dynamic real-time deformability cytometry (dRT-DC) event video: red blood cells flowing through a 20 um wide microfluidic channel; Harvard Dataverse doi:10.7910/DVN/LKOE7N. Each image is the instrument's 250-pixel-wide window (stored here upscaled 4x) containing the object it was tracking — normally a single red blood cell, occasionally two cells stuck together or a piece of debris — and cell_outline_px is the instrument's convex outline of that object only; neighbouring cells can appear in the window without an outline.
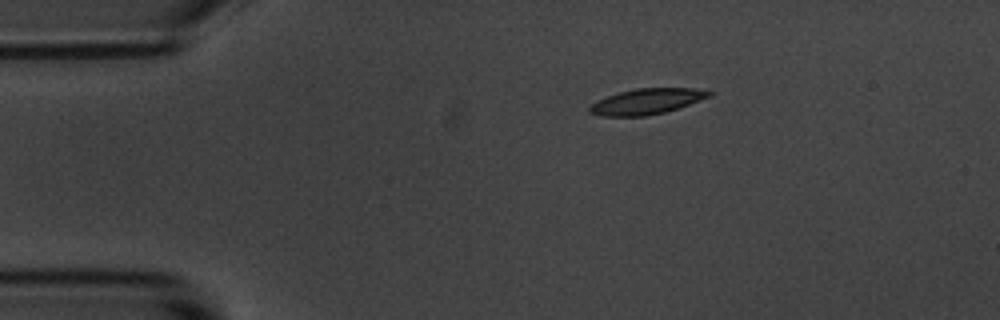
{"species": "common noctule bat (a hibernating species)", "species_latin": "Nyctalus noctula", "temperature_condition": "room temperature", "stored_images_in_passage": 5, "camera_frame_rate_fps": 3000, "um_per_image_px": 0.085, "animal": {"sex": "male", "body_mass_g": 20.1, "forearm_length_mm": 53.5}, "frame": {"image": 1, "passage_image": 1, "time_ms": 0.0, "image_size_px": [1000, 320], "cell_outline_px": [[712, 96], [664, 112], [644, 116], [600, 116], [588, 112], [588, 108], [596, 100], [620, 92], [636, 88], [692, 88], [712, 92]], "centroid_in_image_um": [54.92, 8.62], "position_along_channel_um": 30.1, "area_um2": 17.63}}
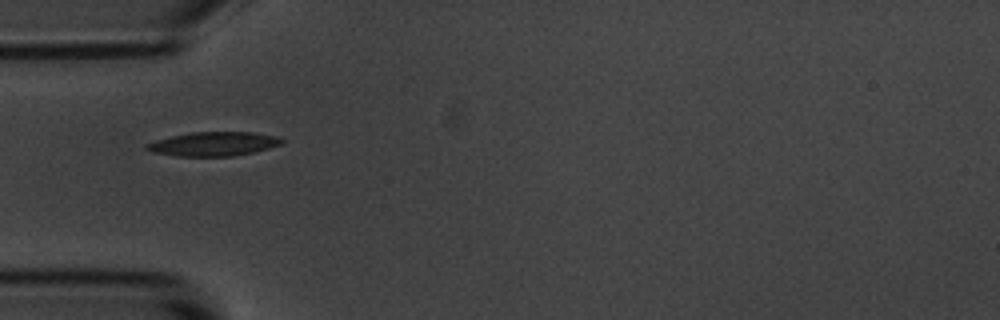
{"frame": {"image": 2, "passage_image": 3, "time_ms": 2.333, "image_size_px": [1000, 320], "cell_outline_px": [[284, 144], [252, 152], [232, 156], [176, 156], [152, 152], [144, 148], [144, 144], [156, 140], [172, 136], [192, 132], [252, 132], [280, 136], [284, 140]], "centroid_in_image_um": [18.17, 12.23], "position_along_channel_um": 66.8, "area_um2": 19.02}}
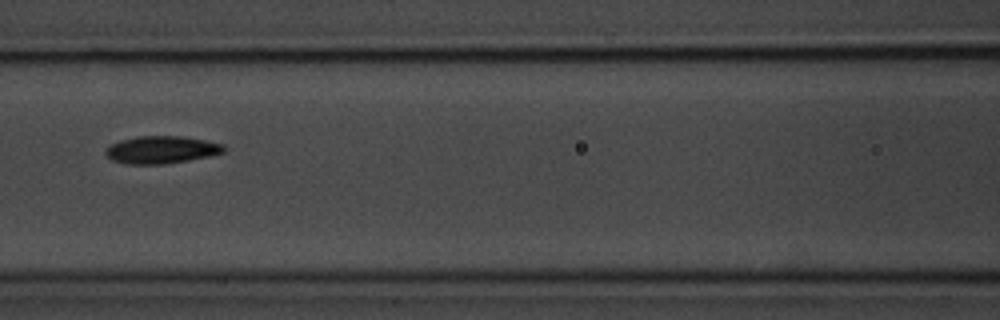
{"frame": {"image": 3, "passage_image": 5, "time_ms": 4.667, "image_size_px": [1000, 320], "cell_outline_px": [[228, 148], [224, 152], [208, 156], [188, 160], [164, 164], [124, 164], [112, 160], [104, 152], [112, 144], [120, 140], [136, 136], [184, 136], [224, 144]], "centroid_in_image_um": [13.74, 12.72], "position_along_channel_um": 152.9, "area_um2": 18.96}}